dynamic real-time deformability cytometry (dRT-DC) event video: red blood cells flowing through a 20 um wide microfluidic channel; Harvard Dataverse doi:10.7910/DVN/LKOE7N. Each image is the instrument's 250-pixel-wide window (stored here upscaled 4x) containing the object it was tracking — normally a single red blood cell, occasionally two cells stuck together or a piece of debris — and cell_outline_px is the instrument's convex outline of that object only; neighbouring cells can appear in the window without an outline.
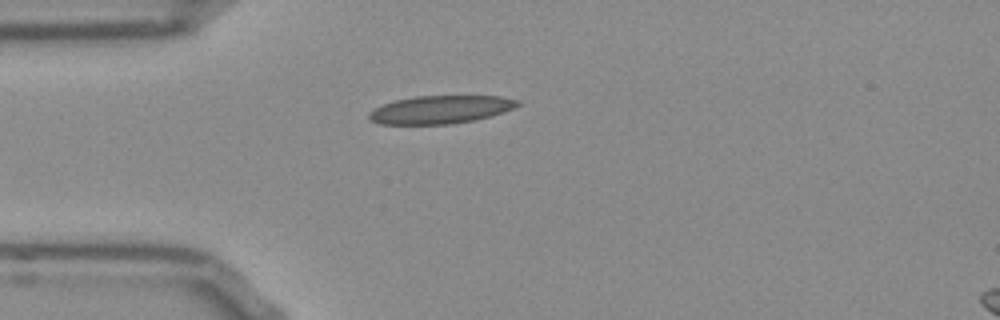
{"species": "Egyptian fruit bat (a non-hibernating species)", "species_latin": "Rousettus aegyptiacus", "temperature_condition": "room temperature", "stored_images_in_passage": 40, "camera_frame_rate_fps": 3000, "um_per_image_px": 0.085, "frame": {"image": 1, "passage_image": 1, "time_ms": 0.0, "image_size_px": [1000, 320], "cell_outline_px": [[520, 104], [504, 112], [492, 116], [452, 124], [380, 124], [372, 120], [368, 116], [368, 112], [384, 104], [396, 100], [416, 96], [504, 96], [520, 100]], "centroid_in_image_um": [37.48, 9.31], "position_along_channel_um": 47.5, "area_um2": 24.16}}
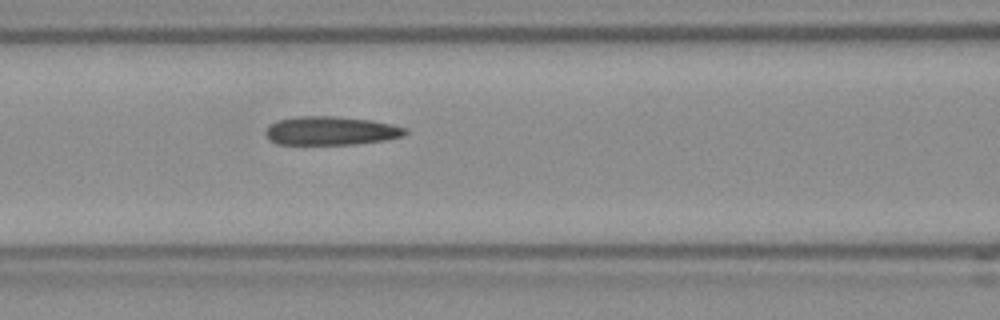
{"frame": {"image": 2, "passage_image": 9, "time_ms": 2.667, "image_size_px": [1000, 320], "cell_outline_px": [[408, 132], [404, 136], [388, 140], [356, 144], [276, 144], [268, 140], [264, 132], [268, 124], [276, 120], [296, 116], [336, 116], [372, 120], [392, 124], [408, 128]], "centroid_in_image_um": [28.12, 11.11], "position_along_channel_um": 138.5, "area_um2": 23.81}}
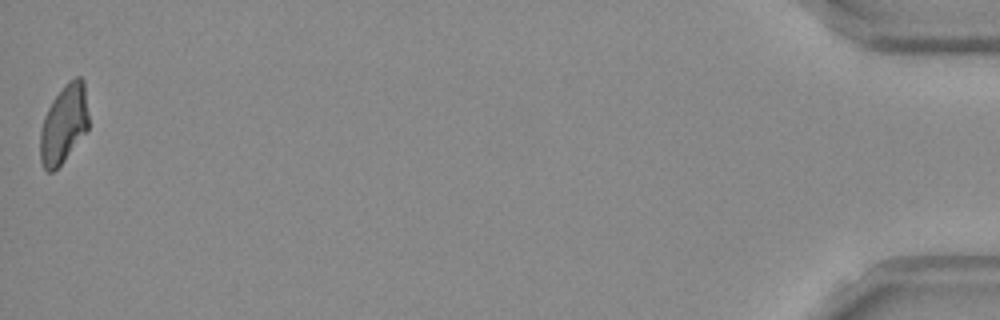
{"frame": {"image": 3, "passage_image": 40, "time_ms": 13.0, "image_size_px": [1000, 320], "cell_outline_px": [[88, 128], [64, 160], [52, 172], [48, 172], [44, 168], [40, 160], [40, 132], [44, 116], [52, 100], [68, 80], [76, 76], [80, 76], [84, 80], [88, 116]], "centroid_in_image_um": [5.41, 10.51], "position_along_channel_um": 429.8, "area_um2": 21.96}, "authors_computed_cell_mechanics": {"area_um2": 23.3512, "velocity_mm_per_s": 3.8063, "shape_relaxation_time_tau1_ms": null, "shape_relaxation_time_tau2_ms": 4.2286, "deformation_change_tau1": null, "deformation_change_tau2": 0.1134}}